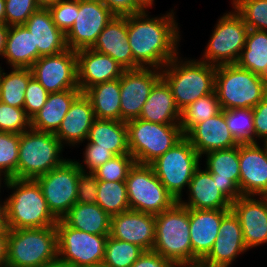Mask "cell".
<instances>
[{
  "label": "cell",
  "mask_w": 267,
  "mask_h": 267,
  "mask_svg": "<svg viewBox=\"0 0 267 267\" xmlns=\"http://www.w3.org/2000/svg\"><path fill=\"white\" fill-rule=\"evenodd\" d=\"M236 64L267 79V31L248 30L245 47Z\"/></svg>",
  "instance_id": "e575fe53"
},
{
  "label": "cell",
  "mask_w": 267,
  "mask_h": 267,
  "mask_svg": "<svg viewBox=\"0 0 267 267\" xmlns=\"http://www.w3.org/2000/svg\"><path fill=\"white\" fill-rule=\"evenodd\" d=\"M83 171L78 178L76 203L94 204L97 201L98 179L87 173L83 164L77 162Z\"/></svg>",
  "instance_id": "c3c4849f"
},
{
  "label": "cell",
  "mask_w": 267,
  "mask_h": 267,
  "mask_svg": "<svg viewBox=\"0 0 267 267\" xmlns=\"http://www.w3.org/2000/svg\"><path fill=\"white\" fill-rule=\"evenodd\" d=\"M95 147L109 149L114 155L130 154L126 122L95 119L87 136Z\"/></svg>",
  "instance_id": "d6a6232c"
},
{
  "label": "cell",
  "mask_w": 267,
  "mask_h": 267,
  "mask_svg": "<svg viewBox=\"0 0 267 267\" xmlns=\"http://www.w3.org/2000/svg\"><path fill=\"white\" fill-rule=\"evenodd\" d=\"M9 26L5 23H0V56L3 57L6 48V38Z\"/></svg>",
  "instance_id": "11a10c76"
},
{
  "label": "cell",
  "mask_w": 267,
  "mask_h": 267,
  "mask_svg": "<svg viewBox=\"0 0 267 267\" xmlns=\"http://www.w3.org/2000/svg\"><path fill=\"white\" fill-rule=\"evenodd\" d=\"M217 187L211 173L198 167L187 187L190 192L188 202L182 199L178 202L186 208L197 210L231 209L232 202Z\"/></svg>",
  "instance_id": "83f0119b"
},
{
  "label": "cell",
  "mask_w": 267,
  "mask_h": 267,
  "mask_svg": "<svg viewBox=\"0 0 267 267\" xmlns=\"http://www.w3.org/2000/svg\"><path fill=\"white\" fill-rule=\"evenodd\" d=\"M147 11L127 16V38L133 59L142 68L162 69L179 55L178 23L174 11L149 18Z\"/></svg>",
  "instance_id": "6da1fadb"
},
{
  "label": "cell",
  "mask_w": 267,
  "mask_h": 267,
  "mask_svg": "<svg viewBox=\"0 0 267 267\" xmlns=\"http://www.w3.org/2000/svg\"><path fill=\"white\" fill-rule=\"evenodd\" d=\"M84 94L92 104L96 119L120 121V78L96 84Z\"/></svg>",
  "instance_id": "836d02e7"
},
{
  "label": "cell",
  "mask_w": 267,
  "mask_h": 267,
  "mask_svg": "<svg viewBox=\"0 0 267 267\" xmlns=\"http://www.w3.org/2000/svg\"><path fill=\"white\" fill-rule=\"evenodd\" d=\"M93 50L109 55L125 70L142 68L134 59L127 38V16H114L102 30Z\"/></svg>",
  "instance_id": "603a6c76"
},
{
  "label": "cell",
  "mask_w": 267,
  "mask_h": 267,
  "mask_svg": "<svg viewBox=\"0 0 267 267\" xmlns=\"http://www.w3.org/2000/svg\"><path fill=\"white\" fill-rule=\"evenodd\" d=\"M8 232L9 229L3 223L0 226V267L6 266Z\"/></svg>",
  "instance_id": "db71d44e"
},
{
  "label": "cell",
  "mask_w": 267,
  "mask_h": 267,
  "mask_svg": "<svg viewBox=\"0 0 267 267\" xmlns=\"http://www.w3.org/2000/svg\"><path fill=\"white\" fill-rule=\"evenodd\" d=\"M225 120L229 131L238 144L255 143L252 108H235L225 110Z\"/></svg>",
  "instance_id": "f35d334b"
},
{
  "label": "cell",
  "mask_w": 267,
  "mask_h": 267,
  "mask_svg": "<svg viewBox=\"0 0 267 267\" xmlns=\"http://www.w3.org/2000/svg\"><path fill=\"white\" fill-rule=\"evenodd\" d=\"M186 267H201L200 265H197V266H186Z\"/></svg>",
  "instance_id": "e7e4bbea"
},
{
  "label": "cell",
  "mask_w": 267,
  "mask_h": 267,
  "mask_svg": "<svg viewBox=\"0 0 267 267\" xmlns=\"http://www.w3.org/2000/svg\"><path fill=\"white\" fill-rule=\"evenodd\" d=\"M131 267H176L171 261L154 251H144Z\"/></svg>",
  "instance_id": "f5cc1de1"
},
{
  "label": "cell",
  "mask_w": 267,
  "mask_h": 267,
  "mask_svg": "<svg viewBox=\"0 0 267 267\" xmlns=\"http://www.w3.org/2000/svg\"><path fill=\"white\" fill-rule=\"evenodd\" d=\"M115 15L100 0H76V19L65 34L68 49L92 48Z\"/></svg>",
  "instance_id": "5bb4252c"
},
{
  "label": "cell",
  "mask_w": 267,
  "mask_h": 267,
  "mask_svg": "<svg viewBox=\"0 0 267 267\" xmlns=\"http://www.w3.org/2000/svg\"><path fill=\"white\" fill-rule=\"evenodd\" d=\"M39 8L35 0H5V24L23 25Z\"/></svg>",
  "instance_id": "f6af8a7d"
},
{
  "label": "cell",
  "mask_w": 267,
  "mask_h": 267,
  "mask_svg": "<svg viewBox=\"0 0 267 267\" xmlns=\"http://www.w3.org/2000/svg\"><path fill=\"white\" fill-rule=\"evenodd\" d=\"M31 128V119L23 108L0 101V132L21 134Z\"/></svg>",
  "instance_id": "ee69618b"
},
{
  "label": "cell",
  "mask_w": 267,
  "mask_h": 267,
  "mask_svg": "<svg viewBox=\"0 0 267 267\" xmlns=\"http://www.w3.org/2000/svg\"><path fill=\"white\" fill-rule=\"evenodd\" d=\"M249 29L267 31V0H232Z\"/></svg>",
  "instance_id": "60d3db41"
},
{
  "label": "cell",
  "mask_w": 267,
  "mask_h": 267,
  "mask_svg": "<svg viewBox=\"0 0 267 267\" xmlns=\"http://www.w3.org/2000/svg\"><path fill=\"white\" fill-rule=\"evenodd\" d=\"M48 9L55 25L66 34L76 19V0H57Z\"/></svg>",
  "instance_id": "bcb514c9"
},
{
  "label": "cell",
  "mask_w": 267,
  "mask_h": 267,
  "mask_svg": "<svg viewBox=\"0 0 267 267\" xmlns=\"http://www.w3.org/2000/svg\"><path fill=\"white\" fill-rule=\"evenodd\" d=\"M205 156L207 157L205 167L211 173L213 180H216L217 188L231 202L242 196L239 189V146L211 151Z\"/></svg>",
  "instance_id": "cb8c5ba5"
},
{
  "label": "cell",
  "mask_w": 267,
  "mask_h": 267,
  "mask_svg": "<svg viewBox=\"0 0 267 267\" xmlns=\"http://www.w3.org/2000/svg\"><path fill=\"white\" fill-rule=\"evenodd\" d=\"M231 210L239 219L247 249L267 243V197L242 195L232 202Z\"/></svg>",
  "instance_id": "d6986e66"
},
{
  "label": "cell",
  "mask_w": 267,
  "mask_h": 267,
  "mask_svg": "<svg viewBox=\"0 0 267 267\" xmlns=\"http://www.w3.org/2000/svg\"><path fill=\"white\" fill-rule=\"evenodd\" d=\"M83 171L77 161L67 159L61 166L36 178L51 213L59 220L77 200V184Z\"/></svg>",
  "instance_id": "4fadbf2b"
},
{
  "label": "cell",
  "mask_w": 267,
  "mask_h": 267,
  "mask_svg": "<svg viewBox=\"0 0 267 267\" xmlns=\"http://www.w3.org/2000/svg\"><path fill=\"white\" fill-rule=\"evenodd\" d=\"M200 155L184 136L177 144L158 157L150 165L167 191L179 201L182 190L189 187L195 170L199 166Z\"/></svg>",
  "instance_id": "30bf717a"
},
{
  "label": "cell",
  "mask_w": 267,
  "mask_h": 267,
  "mask_svg": "<svg viewBox=\"0 0 267 267\" xmlns=\"http://www.w3.org/2000/svg\"><path fill=\"white\" fill-rule=\"evenodd\" d=\"M0 23H5V0H0Z\"/></svg>",
  "instance_id": "91938a15"
},
{
  "label": "cell",
  "mask_w": 267,
  "mask_h": 267,
  "mask_svg": "<svg viewBox=\"0 0 267 267\" xmlns=\"http://www.w3.org/2000/svg\"><path fill=\"white\" fill-rule=\"evenodd\" d=\"M7 74L2 69L0 74V101L7 105L23 108L25 91L29 80L33 77L30 68L12 67Z\"/></svg>",
  "instance_id": "d590c367"
},
{
  "label": "cell",
  "mask_w": 267,
  "mask_h": 267,
  "mask_svg": "<svg viewBox=\"0 0 267 267\" xmlns=\"http://www.w3.org/2000/svg\"><path fill=\"white\" fill-rule=\"evenodd\" d=\"M248 30L242 16L235 9L223 14L212 31L204 56L200 58L203 60L200 61L216 67L236 64L245 47Z\"/></svg>",
  "instance_id": "8fae6325"
},
{
  "label": "cell",
  "mask_w": 267,
  "mask_h": 267,
  "mask_svg": "<svg viewBox=\"0 0 267 267\" xmlns=\"http://www.w3.org/2000/svg\"><path fill=\"white\" fill-rule=\"evenodd\" d=\"M32 76L50 93L79 89L76 51L66 49L56 54L41 56L30 67Z\"/></svg>",
  "instance_id": "9a60e30c"
},
{
  "label": "cell",
  "mask_w": 267,
  "mask_h": 267,
  "mask_svg": "<svg viewBox=\"0 0 267 267\" xmlns=\"http://www.w3.org/2000/svg\"><path fill=\"white\" fill-rule=\"evenodd\" d=\"M115 16H128L144 11L134 0H100Z\"/></svg>",
  "instance_id": "816d5d0a"
},
{
  "label": "cell",
  "mask_w": 267,
  "mask_h": 267,
  "mask_svg": "<svg viewBox=\"0 0 267 267\" xmlns=\"http://www.w3.org/2000/svg\"><path fill=\"white\" fill-rule=\"evenodd\" d=\"M2 176H3V175L0 174V189H1V187H2V186H1V184H2V183H1V182H2V179H4L3 182L6 180L5 178H1ZM0 191H1V190H0ZM0 202H2V201H0ZM0 204H3V203H0Z\"/></svg>",
  "instance_id": "be15d7a7"
},
{
  "label": "cell",
  "mask_w": 267,
  "mask_h": 267,
  "mask_svg": "<svg viewBox=\"0 0 267 267\" xmlns=\"http://www.w3.org/2000/svg\"><path fill=\"white\" fill-rule=\"evenodd\" d=\"M185 137L200 157L211 151L239 146L227 126L225 110H221L217 115L196 124Z\"/></svg>",
  "instance_id": "7402d4cb"
},
{
  "label": "cell",
  "mask_w": 267,
  "mask_h": 267,
  "mask_svg": "<svg viewBox=\"0 0 267 267\" xmlns=\"http://www.w3.org/2000/svg\"><path fill=\"white\" fill-rule=\"evenodd\" d=\"M78 87L84 93L88 88L106 81L118 79L125 71L109 55L92 48L76 51Z\"/></svg>",
  "instance_id": "44dd1931"
},
{
  "label": "cell",
  "mask_w": 267,
  "mask_h": 267,
  "mask_svg": "<svg viewBox=\"0 0 267 267\" xmlns=\"http://www.w3.org/2000/svg\"><path fill=\"white\" fill-rule=\"evenodd\" d=\"M83 267H109L107 266L105 263H98V264H94V265H88V266H83Z\"/></svg>",
  "instance_id": "94428289"
},
{
  "label": "cell",
  "mask_w": 267,
  "mask_h": 267,
  "mask_svg": "<svg viewBox=\"0 0 267 267\" xmlns=\"http://www.w3.org/2000/svg\"><path fill=\"white\" fill-rule=\"evenodd\" d=\"M109 236L138 245L144 251H152L155 244V215L134 210L113 215Z\"/></svg>",
  "instance_id": "ffe728a7"
},
{
  "label": "cell",
  "mask_w": 267,
  "mask_h": 267,
  "mask_svg": "<svg viewBox=\"0 0 267 267\" xmlns=\"http://www.w3.org/2000/svg\"><path fill=\"white\" fill-rule=\"evenodd\" d=\"M143 10H146L147 8H151L154 0H134Z\"/></svg>",
  "instance_id": "6f0895ef"
},
{
  "label": "cell",
  "mask_w": 267,
  "mask_h": 267,
  "mask_svg": "<svg viewBox=\"0 0 267 267\" xmlns=\"http://www.w3.org/2000/svg\"><path fill=\"white\" fill-rule=\"evenodd\" d=\"M216 92L200 97L181 111L180 126L184 136L196 125L221 111Z\"/></svg>",
  "instance_id": "74e56055"
},
{
  "label": "cell",
  "mask_w": 267,
  "mask_h": 267,
  "mask_svg": "<svg viewBox=\"0 0 267 267\" xmlns=\"http://www.w3.org/2000/svg\"><path fill=\"white\" fill-rule=\"evenodd\" d=\"M83 155L84 159L82 162L87 167L86 169H88L87 173H92L114 156L109 149L95 147V144L90 142L87 143L85 153Z\"/></svg>",
  "instance_id": "681fc988"
},
{
  "label": "cell",
  "mask_w": 267,
  "mask_h": 267,
  "mask_svg": "<svg viewBox=\"0 0 267 267\" xmlns=\"http://www.w3.org/2000/svg\"><path fill=\"white\" fill-rule=\"evenodd\" d=\"M215 92L222 110L254 108L267 95V79L237 64L217 66Z\"/></svg>",
  "instance_id": "8992f818"
},
{
  "label": "cell",
  "mask_w": 267,
  "mask_h": 267,
  "mask_svg": "<svg viewBox=\"0 0 267 267\" xmlns=\"http://www.w3.org/2000/svg\"><path fill=\"white\" fill-rule=\"evenodd\" d=\"M3 224V206L0 204V226Z\"/></svg>",
  "instance_id": "6125c7cd"
},
{
  "label": "cell",
  "mask_w": 267,
  "mask_h": 267,
  "mask_svg": "<svg viewBox=\"0 0 267 267\" xmlns=\"http://www.w3.org/2000/svg\"><path fill=\"white\" fill-rule=\"evenodd\" d=\"M12 194L3 201V223L8 229L55 226L58 219L51 213L36 180L11 178L4 181Z\"/></svg>",
  "instance_id": "7a4b0ae2"
},
{
  "label": "cell",
  "mask_w": 267,
  "mask_h": 267,
  "mask_svg": "<svg viewBox=\"0 0 267 267\" xmlns=\"http://www.w3.org/2000/svg\"><path fill=\"white\" fill-rule=\"evenodd\" d=\"M152 251L176 267L199 265L200 260L192 252L189 208L177 201L170 209L155 214V244Z\"/></svg>",
  "instance_id": "3957f363"
},
{
  "label": "cell",
  "mask_w": 267,
  "mask_h": 267,
  "mask_svg": "<svg viewBox=\"0 0 267 267\" xmlns=\"http://www.w3.org/2000/svg\"><path fill=\"white\" fill-rule=\"evenodd\" d=\"M40 267H72L70 264L61 261L59 258L55 261H52L50 263L44 264Z\"/></svg>",
  "instance_id": "9f6ffc18"
},
{
  "label": "cell",
  "mask_w": 267,
  "mask_h": 267,
  "mask_svg": "<svg viewBox=\"0 0 267 267\" xmlns=\"http://www.w3.org/2000/svg\"><path fill=\"white\" fill-rule=\"evenodd\" d=\"M239 144V189L244 196L267 197V145Z\"/></svg>",
  "instance_id": "ac0fdd59"
},
{
  "label": "cell",
  "mask_w": 267,
  "mask_h": 267,
  "mask_svg": "<svg viewBox=\"0 0 267 267\" xmlns=\"http://www.w3.org/2000/svg\"><path fill=\"white\" fill-rule=\"evenodd\" d=\"M126 125L129 153L139 164L150 165L184 137L180 125L152 123L140 118Z\"/></svg>",
  "instance_id": "ba28073f"
},
{
  "label": "cell",
  "mask_w": 267,
  "mask_h": 267,
  "mask_svg": "<svg viewBox=\"0 0 267 267\" xmlns=\"http://www.w3.org/2000/svg\"><path fill=\"white\" fill-rule=\"evenodd\" d=\"M135 160L130 154L114 155L92 174L103 181H125Z\"/></svg>",
  "instance_id": "7bdbcfd3"
},
{
  "label": "cell",
  "mask_w": 267,
  "mask_h": 267,
  "mask_svg": "<svg viewBox=\"0 0 267 267\" xmlns=\"http://www.w3.org/2000/svg\"><path fill=\"white\" fill-rule=\"evenodd\" d=\"M139 118L152 123L180 125L181 112L175 104L170 86L163 78L152 88Z\"/></svg>",
  "instance_id": "f1b7e54d"
},
{
  "label": "cell",
  "mask_w": 267,
  "mask_h": 267,
  "mask_svg": "<svg viewBox=\"0 0 267 267\" xmlns=\"http://www.w3.org/2000/svg\"><path fill=\"white\" fill-rule=\"evenodd\" d=\"M11 67L30 68L38 59L33 34L24 25L9 26L3 55Z\"/></svg>",
  "instance_id": "1f68e13d"
},
{
  "label": "cell",
  "mask_w": 267,
  "mask_h": 267,
  "mask_svg": "<svg viewBox=\"0 0 267 267\" xmlns=\"http://www.w3.org/2000/svg\"><path fill=\"white\" fill-rule=\"evenodd\" d=\"M231 209L197 210L189 208L190 239L193 254L201 261L219 236L222 218Z\"/></svg>",
  "instance_id": "d4e9b609"
},
{
  "label": "cell",
  "mask_w": 267,
  "mask_h": 267,
  "mask_svg": "<svg viewBox=\"0 0 267 267\" xmlns=\"http://www.w3.org/2000/svg\"><path fill=\"white\" fill-rule=\"evenodd\" d=\"M58 258L72 267L102 263L109 235H95L67 226L61 219L56 223Z\"/></svg>",
  "instance_id": "7c38bea8"
},
{
  "label": "cell",
  "mask_w": 267,
  "mask_h": 267,
  "mask_svg": "<svg viewBox=\"0 0 267 267\" xmlns=\"http://www.w3.org/2000/svg\"><path fill=\"white\" fill-rule=\"evenodd\" d=\"M48 95L46 89L34 77L29 80L23 109L30 119L45 105Z\"/></svg>",
  "instance_id": "7dc6e473"
},
{
  "label": "cell",
  "mask_w": 267,
  "mask_h": 267,
  "mask_svg": "<svg viewBox=\"0 0 267 267\" xmlns=\"http://www.w3.org/2000/svg\"><path fill=\"white\" fill-rule=\"evenodd\" d=\"M94 110L89 98L81 93L72 103L58 131L54 134L64 146L79 145L87 139L93 121Z\"/></svg>",
  "instance_id": "4316f807"
},
{
  "label": "cell",
  "mask_w": 267,
  "mask_h": 267,
  "mask_svg": "<svg viewBox=\"0 0 267 267\" xmlns=\"http://www.w3.org/2000/svg\"><path fill=\"white\" fill-rule=\"evenodd\" d=\"M178 55L161 70L180 112L200 97L215 91L216 66L200 60L183 61ZM182 60V61H181Z\"/></svg>",
  "instance_id": "277c9868"
},
{
  "label": "cell",
  "mask_w": 267,
  "mask_h": 267,
  "mask_svg": "<svg viewBox=\"0 0 267 267\" xmlns=\"http://www.w3.org/2000/svg\"><path fill=\"white\" fill-rule=\"evenodd\" d=\"M58 259L55 226L9 229L7 267H40Z\"/></svg>",
  "instance_id": "5b68a950"
},
{
  "label": "cell",
  "mask_w": 267,
  "mask_h": 267,
  "mask_svg": "<svg viewBox=\"0 0 267 267\" xmlns=\"http://www.w3.org/2000/svg\"><path fill=\"white\" fill-rule=\"evenodd\" d=\"M19 142L20 134L0 132V174L5 179L17 178Z\"/></svg>",
  "instance_id": "b9f144b4"
},
{
  "label": "cell",
  "mask_w": 267,
  "mask_h": 267,
  "mask_svg": "<svg viewBox=\"0 0 267 267\" xmlns=\"http://www.w3.org/2000/svg\"><path fill=\"white\" fill-rule=\"evenodd\" d=\"M161 78L162 70L157 68H139L123 72L120 77V121L128 122L139 118L152 88Z\"/></svg>",
  "instance_id": "2e32d148"
},
{
  "label": "cell",
  "mask_w": 267,
  "mask_h": 267,
  "mask_svg": "<svg viewBox=\"0 0 267 267\" xmlns=\"http://www.w3.org/2000/svg\"><path fill=\"white\" fill-rule=\"evenodd\" d=\"M82 93L80 89H68L50 93L45 105L31 119V128L55 134L73 101Z\"/></svg>",
  "instance_id": "f546056e"
},
{
  "label": "cell",
  "mask_w": 267,
  "mask_h": 267,
  "mask_svg": "<svg viewBox=\"0 0 267 267\" xmlns=\"http://www.w3.org/2000/svg\"><path fill=\"white\" fill-rule=\"evenodd\" d=\"M64 146L53 134L30 128L20 134L17 179H32L61 166Z\"/></svg>",
  "instance_id": "52a82bcc"
},
{
  "label": "cell",
  "mask_w": 267,
  "mask_h": 267,
  "mask_svg": "<svg viewBox=\"0 0 267 267\" xmlns=\"http://www.w3.org/2000/svg\"><path fill=\"white\" fill-rule=\"evenodd\" d=\"M32 34L41 56L56 55L67 48L65 34L55 25L48 8H39L23 24Z\"/></svg>",
  "instance_id": "484cf974"
},
{
  "label": "cell",
  "mask_w": 267,
  "mask_h": 267,
  "mask_svg": "<svg viewBox=\"0 0 267 267\" xmlns=\"http://www.w3.org/2000/svg\"><path fill=\"white\" fill-rule=\"evenodd\" d=\"M143 252L138 245L108 236L103 263L109 267H131Z\"/></svg>",
  "instance_id": "ab89813d"
},
{
  "label": "cell",
  "mask_w": 267,
  "mask_h": 267,
  "mask_svg": "<svg viewBox=\"0 0 267 267\" xmlns=\"http://www.w3.org/2000/svg\"><path fill=\"white\" fill-rule=\"evenodd\" d=\"M39 7L48 8L53 5L57 0H35Z\"/></svg>",
  "instance_id": "680465c9"
},
{
  "label": "cell",
  "mask_w": 267,
  "mask_h": 267,
  "mask_svg": "<svg viewBox=\"0 0 267 267\" xmlns=\"http://www.w3.org/2000/svg\"><path fill=\"white\" fill-rule=\"evenodd\" d=\"M61 220L67 226L87 233L110 234L111 216L96 203H75Z\"/></svg>",
  "instance_id": "4dcf8cb0"
},
{
  "label": "cell",
  "mask_w": 267,
  "mask_h": 267,
  "mask_svg": "<svg viewBox=\"0 0 267 267\" xmlns=\"http://www.w3.org/2000/svg\"><path fill=\"white\" fill-rule=\"evenodd\" d=\"M125 183L130 210L155 215L170 209L177 202L151 165L134 163Z\"/></svg>",
  "instance_id": "9c48e42d"
},
{
  "label": "cell",
  "mask_w": 267,
  "mask_h": 267,
  "mask_svg": "<svg viewBox=\"0 0 267 267\" xmlns=\"http://www.w3.org/2000/svg\"><path fill=\"white\" fill-rule=\"evenodd\" d=\"M218 231L210 252L199 263L201 267H231L238 255L248 250L239 219L232 210L222 218Z\"/></svg>",
  "instance_id": "e0dca14e"
},
{
  "label": "cell",
  "mask_w": 267,
  "mask_h": 267,
  "mask_svg": "<svg viewBox=\"0 0 267 267\" xmlns=\"http://www.w3.org/2000/svg\"><path fill=\"white\" fill-rule=\"evenodd\" d=\"M96 204L110 216L130 210L125 181L98 180Z\"/></svg>",
  "instance_id": "8d00e7d4"
},
{
  "label": "cell",
  "mask_w": 267,
  "mask_h": 267,
  "mask_svg": "<svg viewBox=\"0 0 267 267\" xmlns=\"http://www.w3.org/2000/svg\"><path fill=\"white\" fill-rule=\"evenodd\" d=\"M253 109L255 143L257 138L267 142V95Z\"/></svg>",
  "instance_id": "f907efd6"
}]
</instances>
